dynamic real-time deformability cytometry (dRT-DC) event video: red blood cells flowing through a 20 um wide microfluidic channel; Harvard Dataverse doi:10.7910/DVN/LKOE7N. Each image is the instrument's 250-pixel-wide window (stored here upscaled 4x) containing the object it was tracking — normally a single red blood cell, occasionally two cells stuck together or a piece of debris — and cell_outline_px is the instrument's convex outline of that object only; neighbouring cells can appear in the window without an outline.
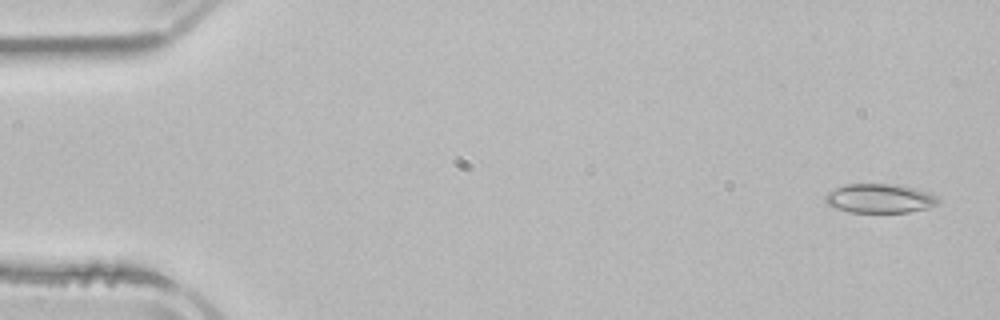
{"species": "common noctule bat (a hibernating species)", "species_latin": "Nyctalus noctula", "temperature_condition": "room temperature", "stored_images_in_passage": 4, "camera_frame_rate_fps": 3000, "um_per_image_px": 0.085, "animal": {"sex": "male", "body_mass_g": 21.5, "forearm_length_mm": 52.0}, "frame": {"image": 1, "passage_image": 1, "time_ms": 0.0, "image_size_px": [1000, 320], "cell_outline_px": [[940, 200], [936, 204], [928, 208], [908, 212], [852, 212], [836, 208], [828, 204], [824, 200], [824, 196], [828, 192], [844, 184], [888, 184], [912, 188], [928, 192], [936, 196]], "centroid_in_image_um": [74.75, 16.87], "position_along_channel_um": 10.3, "area_um2": 18.9}}